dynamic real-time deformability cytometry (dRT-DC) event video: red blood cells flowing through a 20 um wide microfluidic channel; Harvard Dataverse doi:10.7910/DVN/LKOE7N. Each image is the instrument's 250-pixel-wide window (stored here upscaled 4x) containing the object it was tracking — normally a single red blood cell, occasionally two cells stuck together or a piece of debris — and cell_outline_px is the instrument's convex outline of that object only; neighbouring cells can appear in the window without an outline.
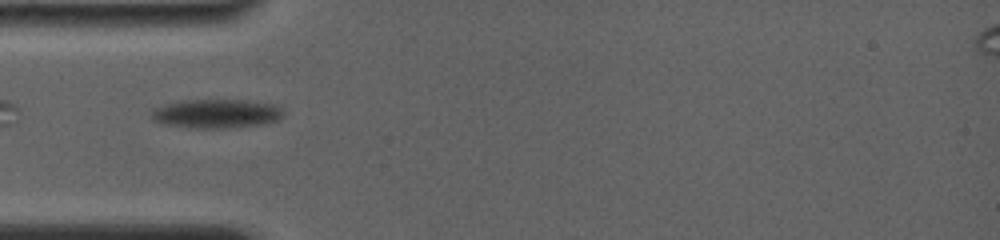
{"species": "common noctule bat (a hibernating species)", "species_latin": "Nyctalus noctula", "temperature_condition": "room temperature", "stored_images_in_passage": 3, "camera_frame_rate_fps": 4000, "um_per_image_px": 0.085, "animal": {"sex": "female", "body_mass_g": 19.0, "forearm_length_mm": 56.7}, "frame": {"image": 1, "passage_image": 1, "time_ms": 0.0, "image_size_px": [1000, 240], "cell_outline_px": [[284, 116], [280, 120], [264, 124], [224, 128], [192, 128], [160, 124], [152, 120], [152, 108], [164, 104], [180, 100], [248, 100], [276, 104], [284, 112]], "centroid_in_image_um": [18.39, 9.66], "position_along_channel_um": 66.6, "area_um2": 22.72}}
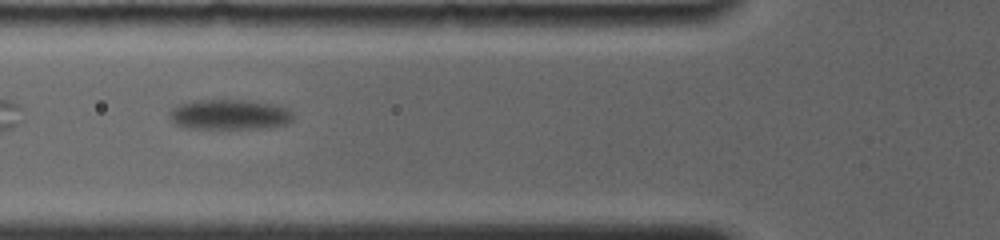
{"frame": {"image": 2, "passage_image": 2, "time_ms": 1.25, "image_size_px": [1000, 240], "cell_outline_px": [[292, 120], [288, 124], [260, 128], [184, 128], [176, 124], [168, 116], [168, 112], [176, 104], [192, 100], [248, 100], [276, 104], [288, 108], [292, 112]], "centroid_in_image_um": [19.48, 9.72], "position_along_channel_um": 106.3, "area_um2": 22.02}}